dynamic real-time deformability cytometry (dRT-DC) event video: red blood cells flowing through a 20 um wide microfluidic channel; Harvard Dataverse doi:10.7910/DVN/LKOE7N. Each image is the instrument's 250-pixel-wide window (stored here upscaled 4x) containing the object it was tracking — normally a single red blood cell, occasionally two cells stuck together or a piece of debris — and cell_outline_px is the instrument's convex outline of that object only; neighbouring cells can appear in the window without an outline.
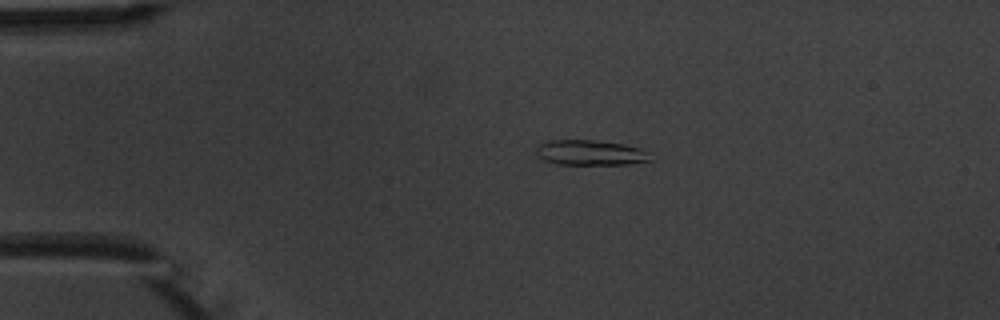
{"species": "common noctule bat (a hibernating species)", "species_latin": "Nyctalus noctula", "temperature_condition": "warm", "stored_images_in_passage": 2, "camera_frame_rate_fps": 3000, "um_per_image_px": 0.085, "animal": {"sex": "male", "body_mass_g": 20.1, "forearm_length_mm": 53.5}, "frame": {"image": 1, "passage_image": 1, "time_ms": 0.0, "image_size_px": [1000, 320], "cell_outline_px": [[652, 160], [628, 164], [556, 164], [544, 160], [536, 156], [536, 148], [540, 144], [548, 140], [592, 140], [624, 144], [652, 152]], "centroid_in_image_um": [50.19, 12.98], "position_along_channel_um": 34.8, "area_um2": 16.88}}